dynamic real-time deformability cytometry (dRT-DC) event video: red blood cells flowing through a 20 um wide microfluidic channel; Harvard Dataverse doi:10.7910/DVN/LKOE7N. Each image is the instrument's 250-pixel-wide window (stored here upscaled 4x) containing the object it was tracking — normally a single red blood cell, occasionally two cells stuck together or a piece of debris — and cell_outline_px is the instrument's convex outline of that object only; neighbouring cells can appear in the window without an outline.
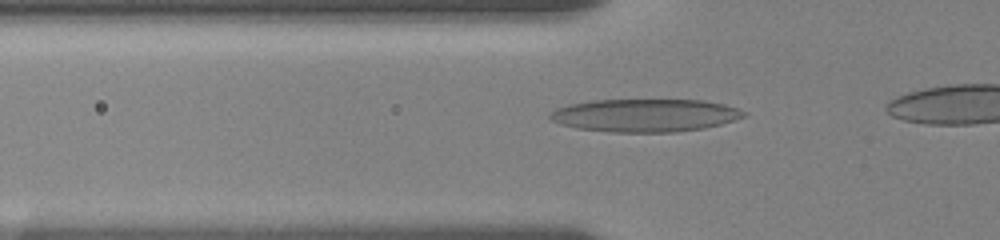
{"species": "human", "species_latin": "Homo sapiens", "temperature_condition": "room temperature", "stored_images_in_passage": 30, "camera_frame_rate_fps": 3000, "um_per_image_px": 0.085, "donor": {"sex": "female"}, "frame": {"image": 1, "passage_image": 6, "time_ms": 3.0, "image_size_px": [1000, 240], "cell_outline_px": [[748, 112], [744, 116], [720, 124], [704, 128], [676, 132], [612, 132], [576, 128], [560, 124], [552, 120], [548, 116], [556, 108], [568, 104], [592, 100], [700, 100], [724, 104]], "centroid_in_image_um": [54.8, 9.8], "position_along_channel_um": 71.0, "area_um2": 37.05}}
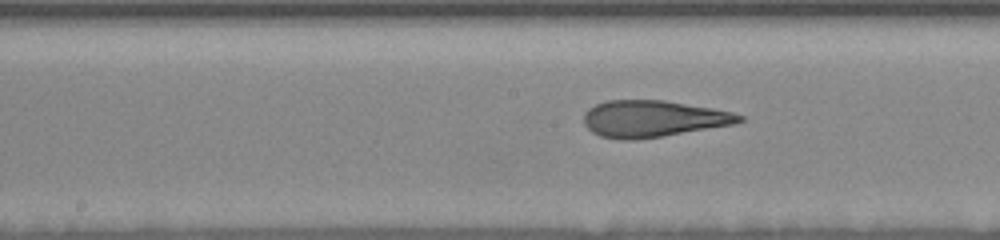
{"frame": {"image": 2, "passage_image": 15, "time_ms": 6.333, "image_size_px": [1000, 240], "cell_outline_px": [[744, 120], [732, 124], [660, 136], [632, 140], [624, 140], [600, 136], [592, 132], [584, 124], [584, 112], [588, 108], [596, 104], [608, 100], [664, 100], [712, 108], [732, 112], [744, 116]], "centroid_in_image_um": [55.46, 10.08], "position_along_channel_um": 192.7, "area_um2": 32.83}}
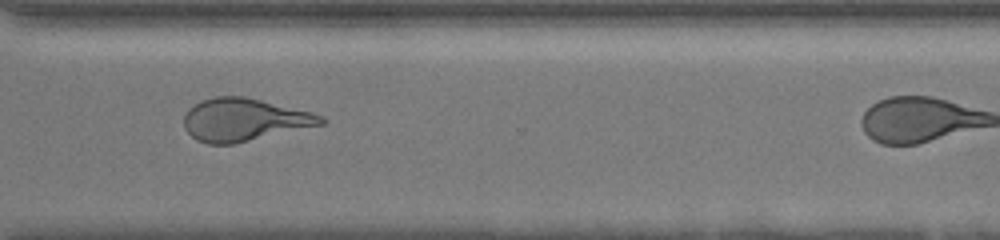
{"frame": {"image": 3, "passage_image": 27, "time_ms": 10.667, "image_size_px": [1000, 240], "cell_outline_px": [[328, 120], [324, 124], [232, 144], [208, 144], [196, 140], [184, 128], [184, 116], [188, 108], [200, 100], [216, 96], [244, 96], [312, 112], [324, 116]], "centroid_in_image_um": [20.74, 10.17], "position_along_channel_um": 349.9, "area_um2": 34.1}}